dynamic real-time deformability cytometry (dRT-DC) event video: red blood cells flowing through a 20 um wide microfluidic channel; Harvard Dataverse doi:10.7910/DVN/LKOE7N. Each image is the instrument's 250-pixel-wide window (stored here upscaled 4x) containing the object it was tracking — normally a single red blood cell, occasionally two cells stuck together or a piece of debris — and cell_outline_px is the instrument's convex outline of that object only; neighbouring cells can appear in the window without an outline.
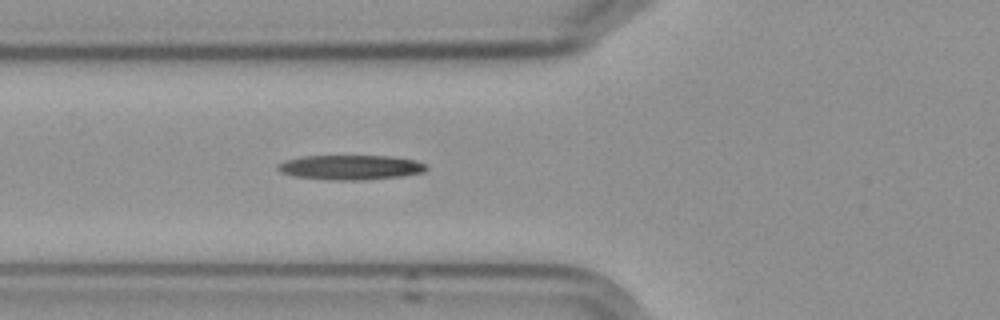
{"species": "Egyptian fruit bat (a non-hibernating species)", "species_latin": "Rousettus aegyptiacus", "temperature_condition": "cold", "stored_images_in_passage": 3, "camera_frame_rate_fps": 3000, "um_per_image_px": 0.085, "frame": {"image": 1, "passage_image": 3, "time_ms": 2.333, "image_size_px": [1000, 320], "cell_outline_px": [[428, 168], [424, 172], [400, 176], [364, 180], [328, 180], [296, 176], [280, 172], [276, 168], [276, 164], [284, 160], [304, 156], [388, 156], [412, 160], [424, 164]], "centroid_in_image_um": [29.73, 14.23], "position_along_channel_um": 96.1, "area_um2": 21.27}}